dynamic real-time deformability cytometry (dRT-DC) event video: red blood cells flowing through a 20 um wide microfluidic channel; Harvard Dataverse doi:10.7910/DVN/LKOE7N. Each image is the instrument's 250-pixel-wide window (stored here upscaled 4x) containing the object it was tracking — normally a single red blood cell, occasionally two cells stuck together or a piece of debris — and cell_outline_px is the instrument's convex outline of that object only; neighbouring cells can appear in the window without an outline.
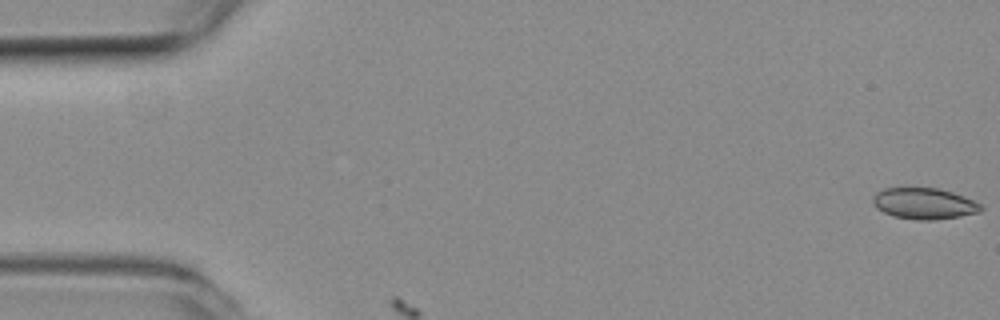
{"species": "common noctule bat (a hibernating species)", "species_latin": "Nyctalus noctula", "temperature_condition": "room temperature", "stored_images_in_passage": 4, "camera_frame_rate_fps": 3000, "um_per_image_px": 0.085, "animal": {"sex": "female", "body_mass_g": 19.3, "forearm_length_mm": 54.1}, "frame": {"image": 1, "passage_image": 1, "time_ms": 0.0, "image_size_px": [1000, 320], "cell_outline_px": [[984, 208], [980, 212], [960, 216], [932, 220], [916, 220], [892, 216], [876, 208], [872, 200], [872, 196], [876, 192], [884, 188], [940, 188], [964, 196], [980, 204]], "centroid_in_image_um": [78.53, 17.3], "position_along_channel_um": 6.5, "area_um2": 19.71}}